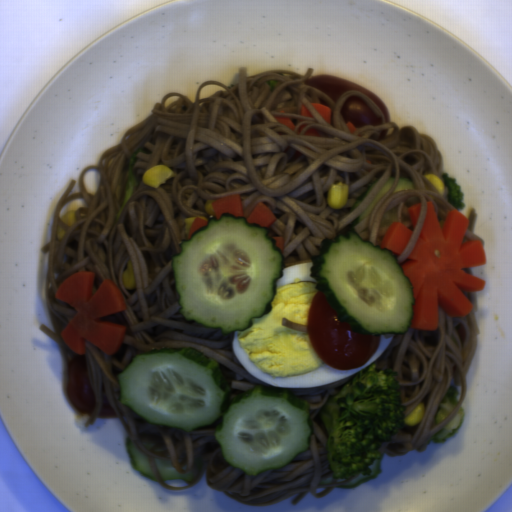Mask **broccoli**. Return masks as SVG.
I'll return each mask as SVG.
<instances>
[{
    "label": "broccoli",
    "instance_id": "226fcaf6",
    "mask_svg": "<svg viewBox=\"0 0 512 512\" xmlns=\"http://www.w3.org/2000/svg\"><path fill=\"white\" fill-rule=\"evenodd\" d=\"M459 390L457 386L449 385L447 390L444 392V396L440 401L436 414L434 416L432 427L445 419L448 414L457 406V396Z\"/></svg>",
    "mask_w": 512,
    "mask_h": 512
},
{
    "label": "broccoli",
    "instance_id": "ccd96aad",
    "mask_svg": "<svg viewBox=\"0 0 512 512\" xmlns=\"http://www.w3.org/2000/svg\"><path fill=\"white\" fill-rule=\"evenodd\" d=\"M442 183L446 188V199L454 207V210L458 212L463 210L465 204L463 202L464 194L462 187L457 183V179L448 176L447 173H443L441 176Z\"/></svg>",
    "mask_w": 512,
    "mask_h": 512
},
{
    "label": "broccoli",
    "instance_id": "25dfc24e",
    "mask_svg": "<svg viewBox=\"0 0 512 512\" xmlns=\"http://www.w3.org/2000/svg\"><path fill=\"white\" fill-rule=\"evenodd\" d=\"M464 419V407L461 405L453 414V416L446 422L444 427L432 436L431 440L434 443H442L445 438L452 436L460 423Z\"/></svg>",
    "mask_w": 512,
    "mask_h": 512
},
{
    "label": "broccoli",
    "instance_id": "1706d50b",
    "mask_svg": "<svg viewBox=\"0 0 512 512\" xmlns=\"http://www.w3.org/2000/svg\"><path fill=\"white\" fill-rule=\"evenodd\" d=\"M405 409L397 372L373 364L353 374L320 410L330 473L347 480L368 475L382 443L403 425Z\"/></svg>",
    "mask_w": 512,
    "mask_h": 512
}]
</instances>
